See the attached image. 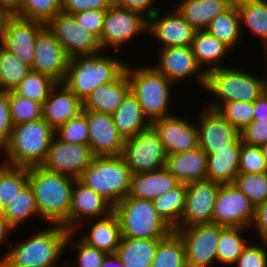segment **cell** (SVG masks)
Masks as SVG:
<instances>
[{
  "label": "cell",
  "instance_id": "4fadbf2b",
  "mask_svg": "<svg viewBox=\"0 0 267 267\" xmlns=\"http://www.w3.org/2000/svg\"><path fill=\"white\" fill-rule=\"evenodd\" d=\"M255 207L233 183L220 184L215 200L212 223L228 227L252 225Z\"/></svg>",
  "mask_w": 267,
  "mask_h": 267
},
{
  "label": "cell",
  "instance_id": "03108f58",
  "mask_svg": "<svg viewBox=\"0 0 267 267\" xmlns=\"http://www.w3.org/2000/svg\"><path fill=\"white\" fill-rule=\"evenodd\" d=\"M5 213V205L0 199V216H4Z\"/></svg>",
  "mask_w": 267,
  "mask_h": 267
},
{
  "label": "cell",
  "instance_id": "b9f144b4",
  "mask_svg": "<svg viewBox=\"0 0 267 267\" xmlns=\"http://www.w3.org/2000/svg\"><path fill=\"white\" fill-rule=\"evenodd\" d=\"M56 84L51 77L31 70L13 91L43 105Z\"/></svg>",
  "mask_w": 267,
  "mask_h": 267
},
{
  "label": "cell",
  "instance_id": "2e32d148",
  "mask_svg": "<svg viewBox=\"0 0 267 267\" xmlns=\"http://www.w3.org/2000/svg\"><path fill=\"white\" fill-rule=\"evenodd\" d=\"M197 121L199 147L207 154L230 149L240 138V131L225 120L218 111L204 107Z\"/></svg>",
  "mask_w": 267,
  "mask_h": 267
},
{
  "label": "cell",
  "instance_id": "d4e9b609",
  "mask_svg": "<svg viewBox=\"0 0 267 267\" xmlns=\"http://www.w3.org/2000/svg\"><path fill=\"white\" fill-rule=\"evenodd\" d=\"M180 184L207 179V154L197 147L167 156L165 166Z\"/></svg>",
  "mask_w": 267,
  "mask_h": 267
},
{
  "label": "cell",
  "instance_id": "60d3db41",
  "mask_svg": "<svg viewBox=\"0 0 267 267\" xmlns=\"http://www.w3.org/2000/svg\"><path fill=\"white\" fill-rule=\"evenodd\" d=\"M28 184V167L0 162V199L5 206Z\"/></svg>",
  "mask_w": 267,
  "mask_h": 267
},
{
  "label": "cell",
  "instance_id": "4dcf8cb0",
  "mask_svg": "<svg viewBox=\"0 0 267 267\" xmlns=\"http://www.w3.org/2000/svg\"><path fill=\"white\" fill-rule=\"evenodd\" d=\"M111 116L124 140L135 136L152 124L144 115L141 105L131 91Z\"/></svg>",
  "mask_w": 267,
  "mask_h": 267
},
{
  "label": "cell",
  "instance_id": "7a4b0ae2",
  "mask_svg": "<svg viewBox=\"0 0 267 267\" xmlns=\"http://www.w3.org/2000/svg\"><path fill=\"white\" fill-rule=\"evenodd\" d=\"M49 226L19 244L12 245L13 248L3 254L0 260L7 267H60L56 266L57 260L61 259L64 250L73 242L75 233L69 232L62 225Z\"/></svg>",
  "mask_w": 267,
  "mask_h": 267
},
{
  "label": "cell",
  "instance_id": "d6986e66",
  "mask_svg": "<svg viewBox=\"0 0 267 267\" xmlns=\"http://www.w3.org/2000/svg\"><path fill=\"white\" fill-rule=\"evenodd\" d=\"M69 57L59 41L45 27L35 42V58L32 71L47 75L57 83H63Z\"/></svg>",
  "mask_w": 267,
  "mask_h": 267
},
{
  "label": "cell",
  "instance_id": "74e56055",
  "mask_svg": "<svg viewBox=\"0 0 267 267\" xmlns=\"http://www.w3.org/2000/svg\"><path fill=\"white\" fill-rule=\"evenodd\" d=\"M244 227H228L220 225V238L216 248L217 262L227 266L234 265L235 261L247 246L242 236Z\"/></svg>",
  "mask_w": 267,
  "mask_h": 267
},
{
  "label": "cell",
  "instance_id": "e0dca14e",
  "mask_svg": "<svg viewBox=\"0 0 267 267\" xmlns=\"http://www.w3.org/2000/svg\"><path fill=\"white\" fill-rule=\"evenodd\" d=\"M186 202L177 228L212 223V214L220 184L208 179L186 185Z\"/></svg>",
  "mask_w": 267,
  "mask_h": 267
},
{
  "label": "cell",
  "instance_id": "9a60e30c",
  "mask_svg": "<svg viewBox=\"0 0 267 267\" xmlns=\"http://www.w3.org/2000/svg\"><path fill=\"white\" fill-rule=\"evenodd\" d=\"M45 24L13 15L0 35V44L32 68L35 58V42Z\"/></svg>",
  "mask_w": 267,
  "mask_h": 267
},
{
  "label": "cell",
  "instance_id": "7bdbcfd3",
  "mask_svg": "<svg viewBox=\"0 0 267 267\" xmlns=\"http://www.w3.org/2000/svg\"><path fill=\"white\" fill-rule=\"evenodd\" d=\"M61 12V0H19L18 16L46 24Z\"/></svg>",
  "mask_w": 267,
  "mask_h": 267
},
{
  "label": "cell",
  "instance_id": "680465c9",
  "mask_svg": "<svg viewBox=\"0 0 267 267\" xmlns=\"http://www.w3.org/2000/svg\"><path fill=\"white\" fill-rule=\"evenodd\" d=\"M253 120L267 119V91H264L254 102Z\"/></svg>",
  "mask_w": 267,
  "mask_h": 267
},
{
  "label": "cell",
  "instance_id": "ee69618b",
  "mask_svg": "<svg viewBox=\"0 0 267 267\" xmlns=\"http://www.w3.org/2000/svg\"><path fill=\"white\" fill-rule=\"evenodd\" d=\"M10 118L14 125L43 118L42 104L9 91Z\"/></svg>",
  "mask_w": 267,
  "mask_h": 267
},
{
  "label": "cell",
  "instance_id": "836d02e7",
  "mask_svg": "<svg viewBox=\"0 0 267 267\" xmlns=\"http://www.w3.org/2000/svg\"><path fill=\"white\" fill-rule=\"evenodd\" d=\"M242 25H246L251 33L260 37L267 45V0H235Z\"/></svg>",
  "mask_w": 267,
  "mask_h": 267
},
{
  "label": "cell",
  "instance_id": "681fc988",
  "mask_svg": "<svg viewBox=\"0 0 267 267\" xmlns=\"http://www.w3.org/2000/svg\"><path fill=\"white\" fill-rule=\"evenodd\" d=\"M72 245L77 252L76 261L73 262L75 265H65L64 267H101L107 253L88 246L80 239L75 243L73 242Z\"/></svg>",
  "mask_w": 267,
  "mask_h": 267
},
{
  "label": "cell",
  "instance_id": "9c48e42d",
  "mask_svg": "<svg viewBox=\"0 0 267 267\" xmlns=\"http://www.w3.org/2000/svg\"><path fill=\"white\" fill-rule=\"evenodd\" d=\"M131 174L152 172L166 166L167 155L159 134L151 125L125 139L121 154Z\"/></svg>",
  "mask_w": 267,
  "mask_h": 267
},
{
  "label": "cell",
  "instance_id": "e575fe53",
  "mask_svg": "<svg viewBox=\"0 0 267 267\" xmlns=\"http://www.w3.org/2000/svg\"><path fill=\"white\" fill-rule=\"evenodd\" d=\"M187 187L179 184L176 188L154 198L153 206L158 215L175 230L185 209Z\"/></svg>",
  "mask_w": 267,
  "mask_h": 267
},
{
  "label": "cell",
  "instance_id": "be15d7a7",
  "mask_svg": "<svg viewBox=\"0 0 267 267\" xmlns=\"http://www.w3.org/2000/svg\"><path fill=\"white\" fill-rule=\"evenodd\" d=\"M19 0H0V5L6 7L13 15L18 16Z\"/></svg>",
  "mask_w": 267,
  "mask_h": 267
},
{
  "label": "cell",
  "instance_id": "6f0895ef",
  "mask_svg": "<svg viewBox=\"0 0 267 267\" xmlns=\"http://www.w3.org/2000/svg\"><path fill=\"white\" fill-rule=\"evenodd\" d=\"M255 225V226H254ZM252 227H256L259 233V240L267 244V201L255 207Z\"/></svg>",
  "mask_w": 267,
  "mask_h": 267
},
{
  "label": "cell",
  "instance_id": "7402d4cb",
  "mask_svg": "<svg viewBox=\"0 0 267 267\" xmlns=\"http://www.w3.org/2000/svg\"><path fill=\"white\" fill-rule=\"evenodd\" d=\"M89 127L88 145L95 156H119L124 139L119 134L110 114L83 109Z\"/></svg>",
  "mask_w": 267,
  "mask_h": 267
},
{
  "label": "cell",
  "instance_id": "603a6c76",
  "mask_svg": "<svg viewBox=\"0 0 267 267\" xmlns=\"http://www.w3.org/2000/svg\"><path fill=\"white\" fill-rule=\"evenodd\" d=\"M171 13L161 15L160 10L148 19V34L163 44L161 48L191 46L196 30L175 8Z\"/></svg>",
  "mask_w": 267,
  "mask_h": 267
},
{
  "label": "cell",
  "instance_id": "484cf974",
  "mask_svg": "<svg viewBox=\"0 0 267 267\" xmlns=\"http://www.w3.org/2000/svg\"><path fill=\"white\" fill-rule=\"evenodd\" d=\"M130 92L126 71L115 81L95 88L83 101V109L112 115Z\"/></svg>",
  "mask_w": 267,
  "mask_h": 267
},
{
  "label": "cell",
  "instance_id": "f907efd6",
  "mask_svg": "<svg viewBox=\"0 0 267 267\" xmlns=\"http://www.w3.org/2000/svg\"><path fill=\"white\" fill-rule=\"evenodd\" d=\"M265 246V247H263ZM267 244L247 243L241 255L235 261L237 267H267Z\"/></svg>",
  "mask_w": 267,
  "mask_h": 267
},
{
  "label": "cell",
  "instance_id": "ac0fdd59",
  "mask_svg": "<svg viewBox=\"0 0 267 267\" xmlns=\"http://www.w3.org/2000/svg\"><path fill=\"white\" fill-rule=\"evenodd\" d=\"M151 125L159 134L167 156L199 147L196 123L170 115L154 120Z\"/></svg>",
  "mask_w": 267,
  "mask_h": 267
},
{
  "label": "cell",
  "instance_id": "cb8c5ba5",
  "mask_svg": "<svg viewBox=\"0 0 267 267\" xmlns=\"http://www.w3.org/2000/svg\"><path fill=\"white\" fill-rule=\"evenodd\" d=\"M82 110L83 102L64 83H57L52 88L42 106L43 118L54 130L77 117Z\"/></svg>",
  "mask_w": 267,
  "mask_h": 267
},
{
  "label": "cell",
  "instance_id": "f1b7e54d",
  "mask_svg": "<svg viewBox=\"0 0 267 267\" xmlns=\"http://www.w3.org/2000/svg\"><path fill=\"white\" fill-rule=\"evenodd\" d=\"M90 228L89 232L82 234L79 239L98 250L107 254L116 253L119 247L121 236L120 223L117 215L112 212L110 215L98 218Z\"/></svg>",
  "mask_w": 267,
  "mask_h": 267
},
{
  "label": "cell",
  "instance_id": "94428289",
  "mask_svg": "<svg viewBox=\"0 0 267 267\" xmlns=\"http://www.w3.org/2000/svg\"><path fill=\"white\" fill-rule=\"evenodd\" d=\"M101 267H125V266L121 263L116 253H113V254H107L105 256V259L103 260Z\"/></svg>",
  "mask_w": 267,
  "mask_h": 267
},
{
  "label": "cell",
  "instance_id": "ba28073f",
  "mask_svg": "<svg viewBox=\"0 0 267 267\" xmlns=\"http://www.w3.org/2000/svg\"><path fill=\"white\" fill-rule=\"evenodd\" d=\"M122 237L163 239L173 229L158 215L151 200L124 197L114 206Z\"/></svg>",
  "mask_w": 267,
  "mask_h": 267
},
{
  "label": "cell",
  "instance_id": "a7ac6f4b",
  "mask_svg": "<svg viewBox=\"0 0 267 267\" xmlns=\"http://www.w3.org/2000/svg\"><path fill=\"white\" fill-rule=\"evenodd\" d=\"M0 267H7V266L0 260Z\"/></svg>",
  "mask_w": 267,
  "mask_h": 267
},
{
  "label": "cell",
  "instance_id": "7c38bea8",
  "mask_svg": "<svg viewBox=\"0 0 267 267\" xmlns=\"http://www.w3.org/2000/svg\"><path fill=\"white\" fill-rule=\"evenodd\" d=\"M148 20L141 14L117 6L112 3L106 10L103 29L99 39L102 50L106 47H115L119 51V46L134 39L136 35L146 33Z\"/></svg>",
  "mask_w": 267,
  "mask_h": 267
},
{
  "label": "cell",
  "instance_id": "f546056e",
  "mask_svg": "<svg viewBox=\"0 0 267 267\" xmlns=\"http://www.w3.org/2000/svg\"><path fill=\"white\" fill-rule=\"evenodd\" d=\"M241 138L230 149L207 155V179L219 184H232L239 174Z\"/></svg>",
  "mask_w": 267,
  "mask_h": 267
},
{
  "label": "cell",
  "instance_id": "ab89813d",
  "mask_svg": "<svg viewBox=\"0 0 267 267\" xmlns=\"http://www.w3.org/2000/svg\"><path fill=\"white\" fill-rule=\"evenodd\" d=\"M34 215L40 218L32 188L27 184L24 189L5 206L4 217L14 230H16L26 219L30 217L33 218Z\"/></svg>",
  "mask_w": 267,
  "mask_h": 267
},
{
  "label": "cell",
  "instance_id": "ffe728a7",
  "mask_svg": "<svg viewBox=\"0 0 267 267\" xmlns=\"http://www.w3.org/2000/svg\"><path fill=\"white\" fill-rule=\"evenodd\" d=\"M114 206L101 195L96 194L91 188L75 180L72 189L71 205L69 210V232L77 234L80 226L84 225V218H103L113 212ZM78 229V230H77Z\"/></svg>",
  "mask_w": 267,
  "mask_h": 267
},
{
  "label": "cell",
  "instance_id": "3957f363",
  "mask_svg": "<svg viewBox=\"0 0 267 267\" xmlns=\"http://www.w3.org/2000/svg\"><path fill=\"white\" fill-rule=\"evenodd\" d=\"M55 130L44 118L13 126L9 141L2 147V163L10 166H41L44 162Z\"/></svg>",
  "mask_w": 267,
  "mask_h": 267
},
{
  "label": "cell",
  "instance_id": "003e7915",
  "mask_svg": "<svg viewBox=\"0 0 267 267\" xmlns=\"http://www.w3.org/2000/svg\"><path fill=\"white\" fill-rule=\"evenodd\" d=\"M264 50H266L265 51V55H266V58H267V45L264 47ZM267 60V59H266ZM266 77H267V75H266ZM267 81V80H266Z\"/></svg>",
  "mask_w": 267,
  "mask_h": 267
},
{
  "label": "cell",
  "instance_id": "db71d44e",
  "mask_svg": "<svg viewBox=\"0 0 267 267\" xmlns=\"http://www.w3.org/2000/svg\"><path fill=\"white\" fill-rule=\"evenodd\" d=\"M113 0H61V12L75 14L85 10H107Z\"/></svg>",
  "mask_w": 267,
  "mask_h": 267
},
{
  "label": "cell",
  "instance_id": "8fae6325",
  "mask_svg": "<svg viewBox=\"0 0 267 267\" xmlns=\"http://www.w3.org/2000/svg\"><path fill=\"white\" fill-rule=\"evenodd\" d=\"M185 247L187 267H211L217 262V245L220 238V225L198 224L174 230Z\"/></svg>",
  "mask_w": 267,
  "mask_h": 267
},
{
  "label": "cell",
  "instance_id": "6da1fadb",
  "mask_svg": "<svg viewBox=\"0 0 267 267\" xmlns=\"http://www.w3.org/2000/svg\"><path fill=\"white\" fill-rule=\"evenodd\" d=\"M76 178L52 173L41 166L28 167V184L32 188L40 218L50 225H62L69 231V210Z\"/></svg>",
  "mask_w": 267,
  "mask_h": 267
},
{
  "label": "cell",
  "instance_id": "1f68e13d",
  "mask_svg": "<svg viewBox=\"0 0 267 267\" xmlns=\"http://www.w3.org/2000/svg\"><path fill=\"white\" fill-rule=\"evenodd\" d=\"M191 49L198 65L200 67L206 65L203 67L206 73L214 69L227 67L220 65L222 64L220 62L231 49L206 30L196 31Z\"/></svg>",
  "mask_w": 267,
  "mask_h": 267
},
{
  "label": "cell",
  "instance_id": "9f6ffc18",
  "mask_svg": "<svg viewBox=\"0 0 267 267\" xmlns=\"http://www.w3.org/2000/svg\"><path fill=\"white\" fill-rule=\"evenodd\" d=\"M155 0H113L117 6L135 11L147 20L152 17L159 9L153 5ZM153 5V6H152ZM145 14V15H144Z\"/></svg>",
  "mask_w": 267,
  "mask_h": 267
},
{
  "label": "cell",
  "instance_id": "e7e4bbea",
  "mask_svg": "<svg viewBox=\"0 0 267 267\" xmlns=\"http://www.w3.org/2000/svg\"><path fill=\"white\" fill-rule=\"evenodd\" d=\"M260 148L262 150L263 157H264V159L266 160V163H267V143L265 145L261 146Z\"/></svg>",
  "mask_w": 267,
  "mask_h": 267
},
{
  "label": "cell",
  "instance_id": "44dd1931",
  "mask_svg": "<svg viewBox=\"0 0 267 267\" xmlns=\"http://www.w3.org/2000/svg\"><path fill=\"white\" fill-rule=\"evenodd\" d=\"M158 57L157 67H153L173 83L195 74L201 88L205 87L207 73L198 65L191 46L165 47Z\"/></svg>",
  "mask_w": 267,
  "mask_h": 267
},
{
  "label": "cell",
  "instance_id": "11a10c76",
  "mask_svg": "<svg viewBox=\"0 0 267 267\" xmlns=\"http://www.w3.org/2000/svg\"><path fill=\"white\" fill-rule=\"evenodd\" d=\"M12 128L9 92L0 91V150L9 141Z\"/></svg>",
  "mask_w": 267,
  "mask_h": 267
},
{
  "label": "cell",
  "instance_id": "f5cc1de1",
  "mask_svg": "<svg viewBox=\"0 0 267 267\" xmlns=\"http://www.w3.org/2000/svg\"><path fill=\"white\" fill-rule=\"evenodd\" d=\"M106 10H85L72 14L76 22L93 33L98 39L101 37Z\"/></svg>",
  "mask_w": 267,
  "mask_h": 267
},
{
  "label": "cell",
  "instance_id": "d6a6232c",
  "mask_svg": "<svg viewBox=\"0 0 267 267\" xmlns=\"http://www.w3.org/2000/svg\"><path fill=\"white\" fill-rule=\"evenodd\" d=\"M160 240L122 237L116 255L125 267H151Z\"/></svg>",
  "mask_w": 267,
  "mask_h": 267
},
{
  "label": "cell",
  "instance_id": "7dc6e473",
  "mask_svg": "<svg viewBox=\"0 0 267 267\" xmlns=\"http://www.w3.org/2000/svg\"><path fill=\"white\" fill-rule=\"evenodd\" d=\"M217 111L239 131L250 124L254 118L253 102L235 101L224 103Z\"/></svg>",
  "mask_w": 267,
  "mask_h": 267
},
{
  "label": "cell",
  "instance_id": "f35d334b",
  "mask_svg": "<svg viewBox=\"0 0 267 267\" xmlns=\"http://www.w3.org/2000/svg\"><path fill=\"white\" fill-rule=\"evenodd\" d=\"M31 68L0 44V91H13Z\"/></svg>",
  "mask_w": 267,
  "mask_h": 267
},
{
  "label": "cell",
  "instance_id": "30bf717a",
  "mask_svg": "<svg viewBox=\"0 0 267 267\" xmlns=\"http://www.w3.org/2000/svg\"><path fill=\"white\" fill-rule=\"evenodd\" d=\"M45 27L59 41L69 58L103 52L99 39L81 27L72 14L57 13Z\"/></svg>",
  "mask_w": 267,
  "mask_h": 267
},
{
  "label": "cell",
  "instance_id": "816d5d0a",
  "mask_svg": "<svg viewBox=\"0 0 267 267\" xmlns=\"http://www.w3.org/2000/svg\"><path fill=\"white\" fill-rule=\"evenodd\" d=\"M243 143L261 147L267 143V119L253 120L240 130Z\"/></svg>",
  "mask_w": 267,
  "mask_h": 267
},
{
  "label": "cell",
  "instance_id": "f6af8a7d",
  "mask_svg": "<svg viewBox=\"0 0 267 267\" xmlns=\"http://www.w3.org/2000/svg\"><path fill=\"white\" fill-rule=\"evenodd\" d=\"M256 207L267 201V173L238 174L233 183Z\"/></svg>",
  "mask_w": 267,
  "mask_h": 267
},
{
  "label": "cell",
  "instance_id": "5b68a950",
  "mask_svg": "<svg viewBox=\"0 0 267 267\" xmlns=\"http://www.w3.org/2000/svg\"><path fill=\"white\" fill-rule=\"evenodd\" d=\"M266 83L264 78L230 66L211 70L206 75L204 88L218 101L205 107L217 111L224 103L254 102L266 91Z\"/></svg>",
  "mask_w": 267,
  "mask_h": 267
},
{
  "label": "cell",
  "instance_id": "5bb4252c",
  "mask_svg": "<svg viewBox=\"0 0 267 267\" xmlns=\"http://www.w3.org/2000/svg\"><path fill=\"white\" fill-rule=\"evenodd\" d=\"M94 157L89 145L66 143L54 136L41 167L78 179Z\"/></svg>",
  "mask_w": 267,
  "mask_h": 267
},
{
  "label": "cell",
  "instance_id": "8d00e7d4",
  "mask_svg": "<svg viewBox=\"0 0 267 267\" xmlns=\"http://www.w3.org/2000/svg\"><path fill=\"white\" fill-rule=\"evenodd\" d=\"M151 267H187L184 244L174 230L158 242Z\"/></svg>",
  "mask_w": 267,
  "mask_h": 267
},
{
  "label": "cell",
  "instance_id": "277c9868",
  "mask_svg": "<svg viewBox=\"0 0 267 267\" xmlns=\"http://www.w3.org/2000/svg\"><path fill=\"white\" fill-rule=\"evenodd\" d=\"M127 63L104 52L69 58L64 85L82 102L98 86L115 81Z\"/></svg>",
  "mask_w": 267,
  "mask_h": 267
},
{
  "label": "cell",
  "instance_id": "d590c367",
  "mask_svg": "<svg viewBox=\"0 0 267 267\" xmlns=\"http://www.w3.org/2000/svg\"><path fill=\"white\" fill-rule=\"evenodd\" d=\"M206 31L222 41L230 49L235 48L242 37L240 15L236 4L234 3L225 12L217 15L210 22Z\"/></svg>",
  "mask_w": 267,
  "mask_h": 267
},
{
  "label": "cell",
  "instance_id": "8992f818",
  "mask_svg": "<svg viewBox=\"0 0 267 267\" xmlns=\"http://www.w3.org/2000/svg\"><path fill=\"white\" fill-rule=\"evenodd\" d=\"M131 175L121 155L95 156L78 180L115 206L128 195Z\"/></svg>",
  "mask_w": 267,
  "mask_h": 267
},
{
  "label": "cell",
  "instance_id": "83f0119b",
  "mask_svg": "<svg viewBox=\"0 0 267 267\" xmlns=\"http://www.w3.org/2000/svg\"><path fill=\"white\" fill-rule=\"evenodd\" d=\"M235 0H184L175 8L196 30H206L210 22L229 9Z\"/></svg>",
  "mask_w": 267,
  "mask_h": 267
},
{
  "label": "cell",
  "instance_id": "c3c4849f",
  "mask_svg": "<svg viewBox=\"0 0 267 267\" xmlns=\"http://www.w3.org/2000/svg\"><path fill=\"white\" fill-rule=\"evenodd\" d=\"M267 173V163L260 147L241 144L239 159V174Z\"/></svg>",
  "mask_w": 267,
  "mask_h": 267
},
{
  "label": "cell",
  "instance_id": "52a82bcc",
  "mask_svg": "<svg viewBox=\"0 0 267 267\" xmlns=\"http://www.w3.org/2000/svg\"><path fill=\"white\" fill-rule=\"evenodd\" d=\"M126 65L125 71L130 91L141 105L144 115L152 123L154 120L170 116V86L174 84L153 66L135 67Z\"/></svg>",
  "mask_w": 267,
  "mask_h": 267
},
{
  "label": "cell",
  "instance_id": "4316f807",
  "mask_svg": "<svg viewBox=\"0 0 267 267\" xmlns=\"http://www.w3.org/2000/svg\"><path fill=\"white\" fill-rule=\"evenodd\" d=\"M180 183L166 168L131 175L129 197L153 200L176 188Z\"/></svg>",
  "mask_w": 267,
  "mask_h": 267
},
{
  "label": "cell",
  "instance_id": "bcb514c9",
  "mask_svg": "<svg viewBox=\"0 0 267 267\" xmlns=\"http://www.w3.org/2000/svg\"><path fill=\"white\" fill-rule=\"evenodd\" d=\"M55 136L66 143L88 145L89 127L86 115L81 112L55 130Z\"/></svg>",
  "mask_w": 267,
  "mask_h": 267
},
{
  "label": "cell",
  "instance_id": "91938a15",
  "mask_svg": "<svg viewBox=\"0 0 267 267\" xmlns=\"http://www.w3.org/2000/svg\"><path fill=\"white\" fill-rule=\"evenodd\" d=\"M15 231L4 216H0V245L6 242L9 233ZM6 240V241H5Z\"/></svg>",
  "mask_w": 267,
  "mask_h": 267
},
{
  "label": "cell",
  "instance_id": "6125c7cd",
  "mask_svg": "<svg viewBox=\"0 0 267 267\" xmlns=\"http://www.w3.org/2000/svg\"><path fill=\"white\" fill-rule=\"evenodd\" d=\"M13 16L6 7L0 5V35L3 29L6 27L8 20Z\"/></svg>",
  "mask_w": 267,
  "mask_h": 267
}]
</instances>
